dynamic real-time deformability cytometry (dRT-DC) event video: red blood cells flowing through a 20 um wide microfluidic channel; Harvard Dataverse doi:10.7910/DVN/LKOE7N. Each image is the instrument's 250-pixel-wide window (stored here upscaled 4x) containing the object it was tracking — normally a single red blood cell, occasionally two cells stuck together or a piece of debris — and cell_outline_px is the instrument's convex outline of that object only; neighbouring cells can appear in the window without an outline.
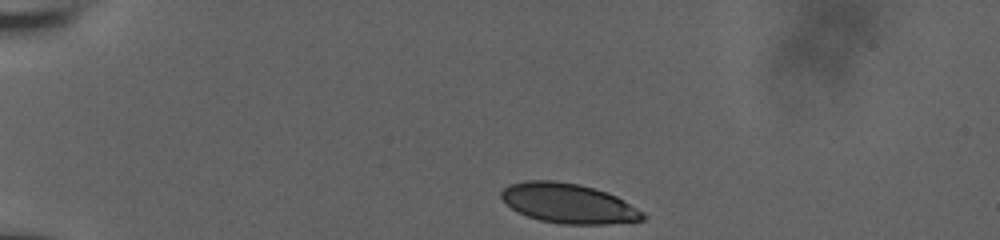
{"species": "human", "species_latin": "Homo sapiens", "temperature_condition": "room temperature", "stored_images_in_passage": 37, "camera_frame_rate_fps": 3000, "um_per_image_px": 0.085, "donor": {"sex": "male"}, "frame": {"image": 1, "passage_image": 1, "time_ms": 0.0, "image_size_px": [1000, 240], "cell_outline_px": [[648, 216], [644, 220], [608, 224], [560, 224], [540, 220], [516, 212], [500, 196], [500, 192], [508, 184], [524, 180], [552, 180], [580, 184], [616, 196], [624, 200], [644, 212]], "centroid_in_image_um": [48.31, 17.28], "position_along_channel_um": 36.7, "area_um2": 32.89}}
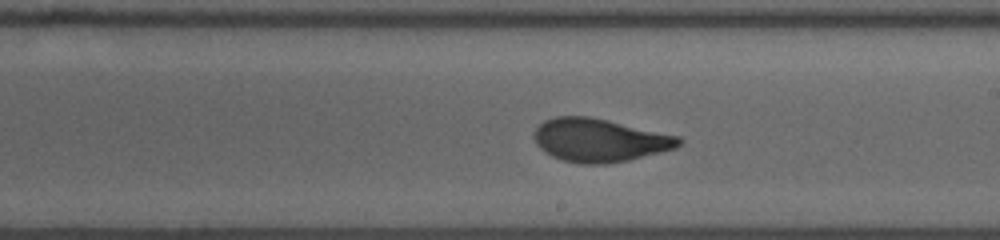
{"frame": {"image": 2, "passage_image": 22, "time_ms": 7.0, "image_size_px": [1000, 240], "cell_outline_px": [[684, 140], [676, 148], [628, 160], [604, 164], [580, 164], [560, 160], [544, 152], [536, 144], [532, 136], [532, 132], [544, 120], [556, 116], [588, 116], [680, 136]], "centroid_in_image_um": [50.92, 11.92], "position_along_channel_um": 238.1, "area_um2": 36.59}}
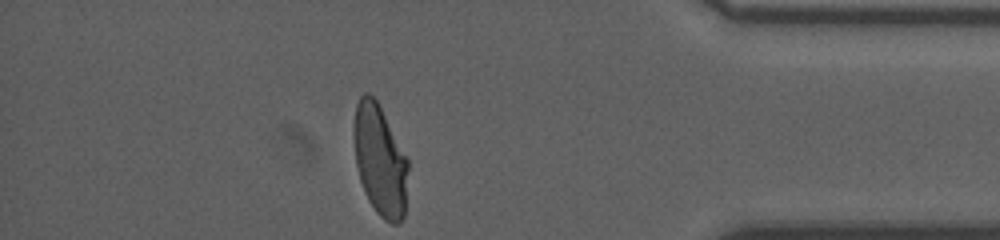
{"frame": {"image": 3, "passage_image": 37, "time_ms": 12.0, "image_size_px": [1000, 240], "cell_outline_px": [[408, 168], [404, 216], [400, 224], [392, 224], [384, 220], [376, 212], [368, 200], [364, 192], [360, 180], [356, 164], [352, 136], [352, 128], [356, 104], [360, 96], [364, 92], [368, 92], [376, 100], [408, 160]], "centroid_in_image_um": [32.26, 13.64], "position_along_channel_um": 402.9, "area_um2": 35.2}, "authors_computed_cell_mechanics": {"area_um2": 36.0672, "velocity_mm_per_s": 3.8642, "shape_relaxation_time_tau1_ms": 4.5014, "shape_relaxation_time_tau2_ms": null, "deformation_change_tau1": 0.1795, "deformation_change_tau2": null}}